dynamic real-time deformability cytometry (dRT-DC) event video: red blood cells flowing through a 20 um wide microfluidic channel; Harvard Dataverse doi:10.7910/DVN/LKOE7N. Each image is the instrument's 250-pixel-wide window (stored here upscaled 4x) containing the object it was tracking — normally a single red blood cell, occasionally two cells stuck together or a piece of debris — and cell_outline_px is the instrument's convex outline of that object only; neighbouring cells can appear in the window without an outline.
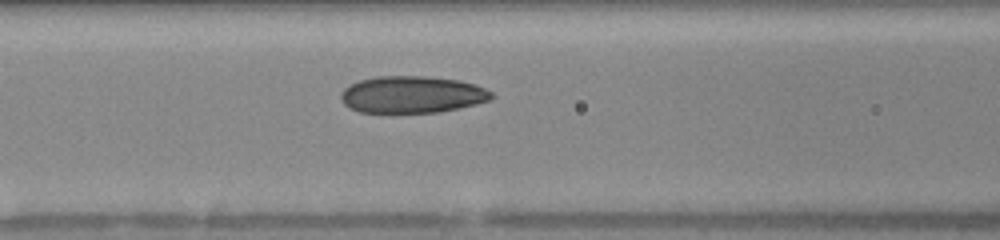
{"species": "human", "species_latin": "Homo sapiens", "temperature_condition": "warm", "stored_images_in_passage": 11, "camera_frame_rate_fps": 3000, "um_per_image_px": 0.085, "donor": {"sex": "female"}, "frame": {"image": 1, "passage_image": 5, "time_ms": 2.0, "image_size_px": [1000, 240], "cell_outline_px": [[496, 96], [492, 100], [460, 108], [440, 112], [360, 112], [348, 108], [340, 100], [340, 96], [344, 88], [348, 84], [360, 80], [376, 76], [424, 76], [460, 80], [484, 88], [492, 92]], "centroid_in_image_um": [35.02, 8.04], "position_along_channel_um": 131.6, "area_um2": 32.66}}